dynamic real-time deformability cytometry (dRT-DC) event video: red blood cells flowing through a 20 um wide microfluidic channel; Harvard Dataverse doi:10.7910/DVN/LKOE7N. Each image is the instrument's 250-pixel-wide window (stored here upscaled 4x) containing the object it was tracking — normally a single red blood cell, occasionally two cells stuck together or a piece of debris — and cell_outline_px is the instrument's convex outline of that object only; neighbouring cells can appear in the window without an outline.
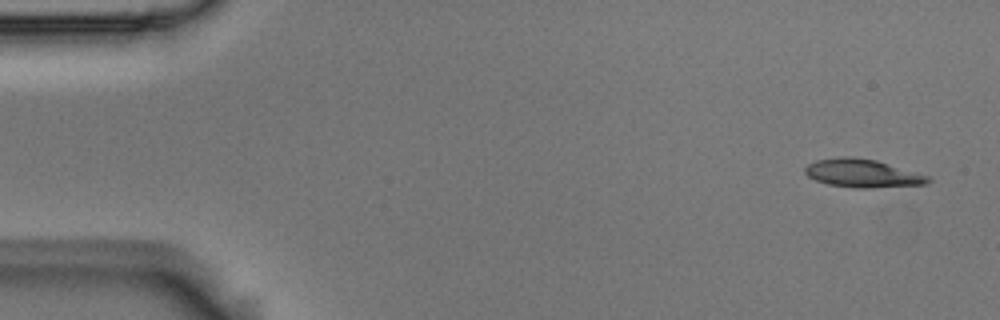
{"species": "Egyptian fruit bat (a non-hibernating species)", "species_latin": "Rousettus aegyptiacus", "temperature_condition": "room temperature", "stored_images_in_passage": 3, "camera_frame_rate_fps": 3000, "um_per_image_px": 0.085, "animal": {"sex": "male"}, "frame": {"image": 1, "passage_image": 1, "time_ms": 0.0, "image_size_px": [1000, 320], "cell_outline_px": [[932, 180], [928, 184], [872, 188], [856, 188], [828, 184], [816, 180], [808, 176], [804, 172], [804, 168], [808, 164], [816, 160], [876, 160], [928, 176]], "centroid_in_image_um": [73.37, 14.79], "position_along_channel_um": 11.6, "area_um2": 19.19}}